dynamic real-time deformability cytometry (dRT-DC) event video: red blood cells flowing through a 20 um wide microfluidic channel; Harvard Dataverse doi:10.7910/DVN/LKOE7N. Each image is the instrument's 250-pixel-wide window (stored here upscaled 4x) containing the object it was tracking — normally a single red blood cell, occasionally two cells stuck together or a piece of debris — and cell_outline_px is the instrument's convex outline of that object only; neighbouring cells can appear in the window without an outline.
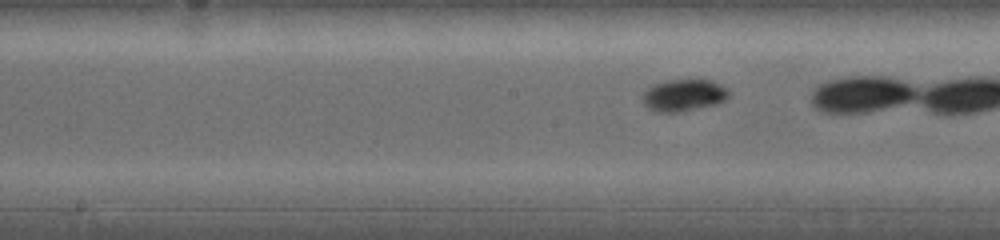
{"species": "common noctule bat (a hibernating species)", "species_latin": "Nyctalus noctula", "temperature_condition": "warm", "stored_images_in_passage": 34, "camera_frame_rate_fps": 5000, "um_per_image_px": 0.085, "animal": {"sex": "female", "body_mass_g": 19.0, "forearm_length_mm": 53.3}, "frame": {"image": 1, "passage_image": 15, "time_ms": 3.4, "image_size_px": [1000, 240], "cell_outline_px": [[732, 92], [724, 100], [716, 104], [680, 112], [656, 112], [648, 108], [644, 104], [644, 92], [648, 88], [656, 84], [668, 80], [696, 76], [712, 80], [728, 88]], "centroid_in_image_um": [58.19, 8.04], "position_along_channel_um": 190.0, "area_um2": 16.59}}